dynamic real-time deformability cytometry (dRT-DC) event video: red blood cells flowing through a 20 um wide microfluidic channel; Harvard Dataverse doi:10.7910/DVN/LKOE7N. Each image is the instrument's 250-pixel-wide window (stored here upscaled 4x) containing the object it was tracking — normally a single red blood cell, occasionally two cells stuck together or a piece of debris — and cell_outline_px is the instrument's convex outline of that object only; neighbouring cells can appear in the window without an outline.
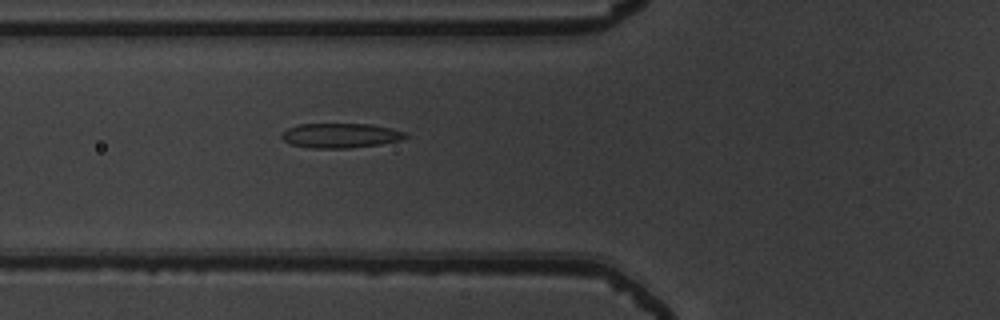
{"species": "common noctule bat (a hibernating species)", "species_latin": "Nyctalus noctula", "temperature_condition": "warm", "stored_images_in_passage": 35, "camera_frame_rate_fps": 3000, "um_per_image_px": 0.085, "animal": {"sex": "male", "body_mass_g": 19.5, "forearm_length_mm": 54.6}, "frame": {"image": 1, "passage_image": 3, "time_ms": 0.667, "image_size_px": [1000, 320], "cell_outline_px": [[408, 136], [400, 140], [380, 144], [348, 148], [308, 148], [292, 144], [284, 140], [280, 136], [280, 132], [296, 124], [372, 124], [392, 128], [408, 132]], "centroid_in_image_um": [28.94, 11.51], "position_along_channel_um": 96.9, "area_um2": 17.98}}
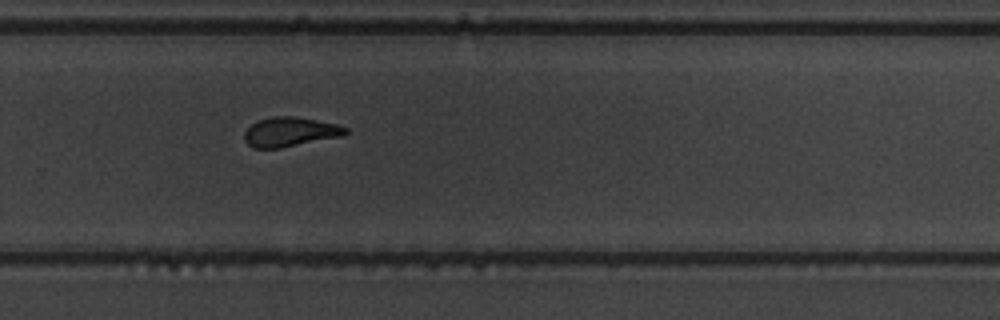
{"frame": {"image": 2, "passage_image": 19, "time_ms": 6.0, "image_size_px": [1000, 320], "cell_outline_px": [[348, 132], [340, 136], [280, 148], [256, 148], [248, 144], [244, 140], [244, 132], [256, 120], [272, 116], [296, 116], [336, 124], [348, 128]], "centroid_in_image_um": [24.62, 11.19], "position_along_channel_um": 305.2, "area_um2": 17.22}}
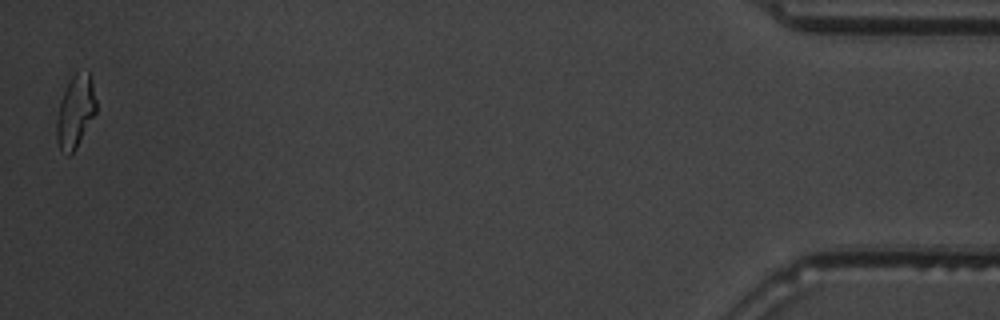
{"frame": {"image": 3, "passage_image": 35, "time_ms": 11.333, "image_size_px": [1000, 320], "cell_outline_px": [[96, 112], [76, 148], [68, 156], [60, 152], [56, 140], [56, 120], [60, 100], [68, 80], [76, 72], [88, 68], [92, 80], [96, 100]], "centroid_in_image_um": [6.39, 9.46], "position_along_channel_um": 428.8, "area_um2": 17.11}, "authors_computed_cell_mechanics": {"area_um2": 17.6868, "velocity_mm_per_s": 3.903, "shape_relaxation_time_tau1_ms": null, "shape_relaxation_time_tau2_ms": 1.5529, "deformation_change_tau1": null, "deformation_change_tau2": 0.0815}}